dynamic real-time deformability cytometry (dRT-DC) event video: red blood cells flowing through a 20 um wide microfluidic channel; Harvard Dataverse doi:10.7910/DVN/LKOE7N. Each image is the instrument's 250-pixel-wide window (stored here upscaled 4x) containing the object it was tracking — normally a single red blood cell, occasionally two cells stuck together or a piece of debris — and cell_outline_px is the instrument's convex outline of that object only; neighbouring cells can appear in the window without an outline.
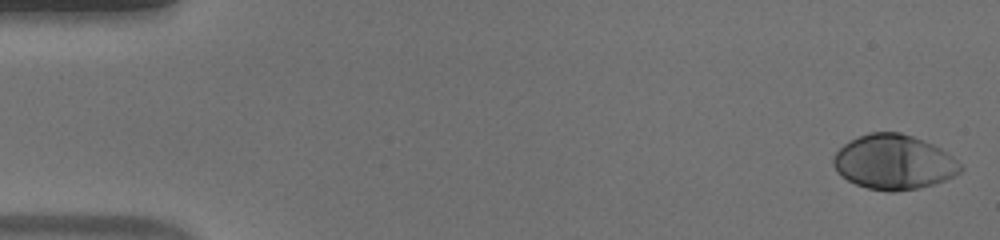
{"species": "human", "species_latin": "Homo sapiens", "temperature_condition": "warm", "stored_images_in_passage": 53, "camera_frame_rate_fps": 3000, "um_per_image_px": 0.085, "donor": {"sex": "male"}, "frame": {"image": 1, "passage_image": 1, "time_ms": 0.0, "image_size_px": [1000, 240], "cell_outline_px": [[964, 168], [956, 176], [920, 188], [896, 192], [888, 192], [868, 188], [856, 184], [848, 180], [836, 172], [832, 164], [832, 156], [844, 144], [868, 132], [900, 132], [912, 136], [932, 144], [940, 148], [952, 156]], "centroid_in_image_um": [75.96, 13.79], "position_along_channel_um": 9.0, "area_um2": 40.58}}
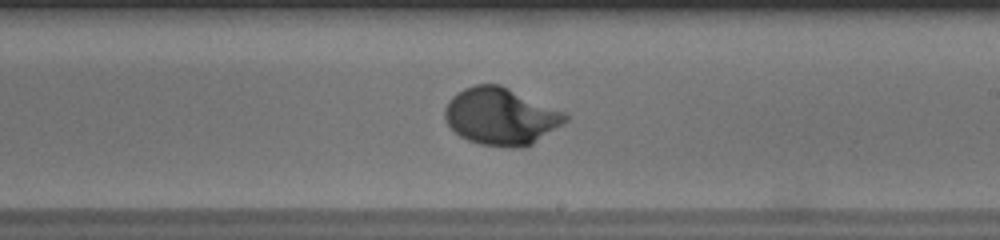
{"frame": {"image": 2, "passage_image": 31, "time_ms": 10.0, "image_size_px": [1000, 240], "cell_outline_px": [[568, 120], [532, 144], [524, 148], [512, 148], [480, 144], [468, 140], [460, 136], [448, 124], [444, 116], [444, 108], [448, 100], [456, 92], [464, 88], [476, 84], [500, 84], [564, 112], [568, 116]], "centroid_in_image_um": [42.54, 9.89], "position_along_channel_um": 246.5, "area_um2": 40.0}}
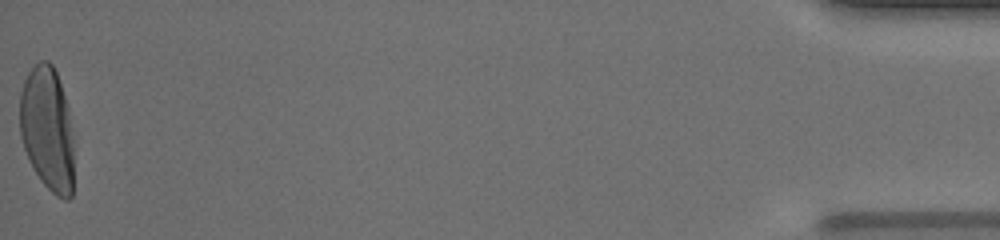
{"frame": {"image": 3, "passage_image": 53, "time_ms": 17.333, "image_size_px": [1000, 240], "cell_outline_px": [[72, 196], [68, 200], [64, 200], [56, 196], [40, 180], [24, 148], [20, 136], [20, 92], [24, 80], [28, 72], [40, 60], [48, 60], [52, 64], [56, 72], [68, 108], [72, 136]], "centroid_in_image_um": [4.01, 10.95], "position_along_channel_um": 431.2, "area_um2": 38.78}, "authors_computed_cell_mechanics": {"area_um2": 38.4948, "velocity_mm_per_s": 3.8607, "shape_relaxation_time_tau1_ms": 3.0003, "shape_relaxation_time_tau2_ms": null, "deformation_change_tau1": 0.1959, "deformation_change_tau2": null}}